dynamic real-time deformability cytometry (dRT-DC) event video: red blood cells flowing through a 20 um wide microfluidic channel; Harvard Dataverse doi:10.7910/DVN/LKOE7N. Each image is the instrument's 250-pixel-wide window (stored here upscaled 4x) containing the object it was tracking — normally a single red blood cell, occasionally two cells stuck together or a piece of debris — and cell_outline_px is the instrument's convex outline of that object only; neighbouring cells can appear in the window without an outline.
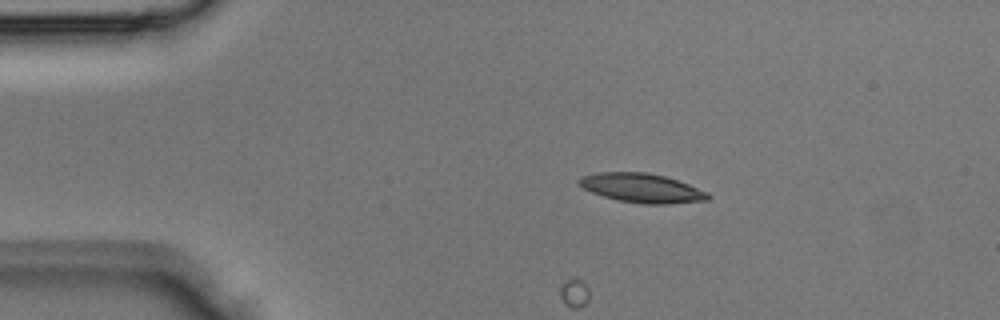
{"species": "Egyptian fruit bat (a non-hibernating species)", "species_latin": "Rousettus aegyptiacus", "temperature_condition": "room temperature", "stored_images_in_passage": 1, "camera_frame_rate_fps": 3000, "um_per_image_px": 0.085, "animal": {"sex": "male"}, "frame": {"image": 1, "passage_image": 1, "time_ms": 0.0, "image_size_px": [1000, 320], "cell_outline_px": [[712, 196], [708, 200], [664, 204], [644, 204], [620, 200], [604, 196], [592, 192], [576, 184], [576, 180], [580, 176], [600, 172], [648, 172], [664, 176], [688, 184], [708, 192]], "centroid_in_image_um": [54.53, 15.97], "position_along_channel_um": 30.5, "area_um2": 21.85}}